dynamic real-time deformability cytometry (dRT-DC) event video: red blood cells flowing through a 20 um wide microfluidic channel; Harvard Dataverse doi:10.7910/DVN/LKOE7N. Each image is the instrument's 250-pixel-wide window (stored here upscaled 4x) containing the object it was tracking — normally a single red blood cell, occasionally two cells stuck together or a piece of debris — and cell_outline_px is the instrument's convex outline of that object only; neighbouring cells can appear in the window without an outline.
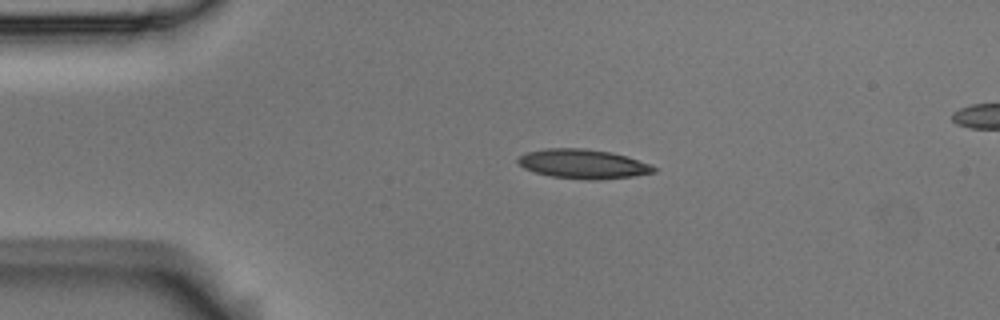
{"species": "Egyptian fruit bat (a non-hibernating species)", "species_latin": "Rousettus aegyptiacus", "temperature_condition": "room temperature", "stored_images_in_passage": 6, "segment_of_instrument_passage": [1, 2], "camera_frame_rate_fps": 3000, "um_per_image_px": 0.085, "animal": {"sex": "male"}, "frame": {"image": 1, "passage_image": 4, "time_ms": 1.0, "image_size_px": [1000, 320], "cell_outline_px": [[656, 172], [632, 176], [600, 180], [588, 180], [552, 176], [536, 172], [524, 168], [516, 160], [520, 156], [528, 152], [544, 148], [584, 148], [612, 152], [628, 156], [648, 164], [656, 168]], "centroid_in_image_um": [49.57, 13.93], "position_along_channel_um": 35.4, "area_um2": 23.12}}